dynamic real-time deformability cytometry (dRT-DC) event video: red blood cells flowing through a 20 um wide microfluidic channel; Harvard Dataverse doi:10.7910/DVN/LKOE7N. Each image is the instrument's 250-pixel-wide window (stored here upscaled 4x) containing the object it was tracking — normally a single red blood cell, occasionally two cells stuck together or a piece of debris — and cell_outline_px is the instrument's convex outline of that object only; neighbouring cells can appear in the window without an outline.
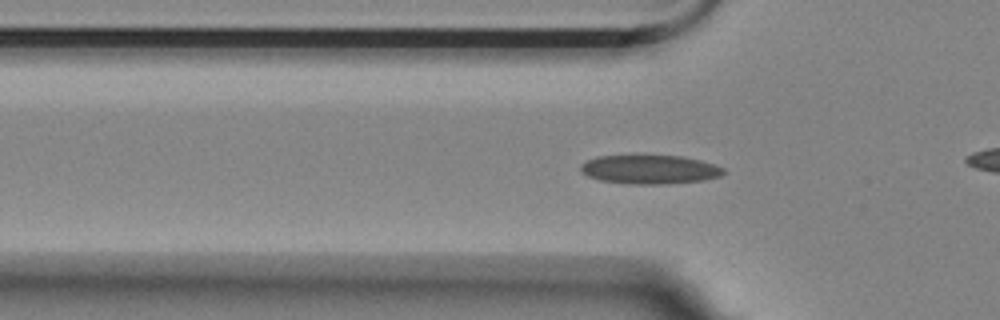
{"species": "Egyptian fruit bat (a non-hibernating species)", "species_latin": "Rousettus aegyptiacus", "temperature_condition": "room temperature", "stored_images_in_passage": 35, "camera_frame_rate_fps": 3000, "um_per_image_px": 0.085, "animal": {"sex": "female"}, "frame": {"image": 1, "passage_image": 7, "time_ms": 2.0, "image_size_px": [1000, 320], "cell_outline_px": [[724, 172], [720, 176], [704, 180], [668, 184], [628, 184], [600, 180], [588, 176], [580, 172], [580, 164], [596, 156], [680, 156], [700, 160], [716, 164], [724, 168]], "centroid_in_image_um": [55.22, 14.41], "position_along_channel_um": 70.6, "area_um2": 24.1}}
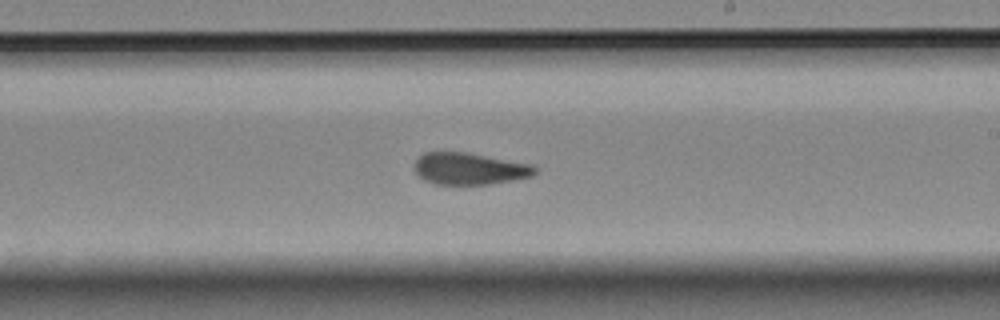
{"frame": {"image": 2, "passage_image": 22, "time_ms": 7.0, "image_size_px": [1000, 320], "cell_outline_px": [[536, 172], [532, 176], [512, 180], [488, 184], [436, 184], [424, 180], [412, 168], [412, 164], [424, 152], [468, 152], [532, 164], [536, 168]], "centroid_in_image_um": [39.88, 14.33], "position_along_channel_um": 249.1, "area_um2": 22.43}}
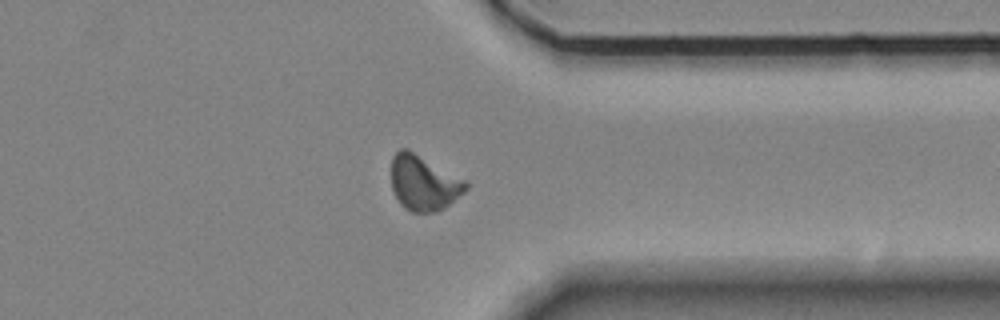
{"frame": {"image": 3, "passage_image": 33, "time_ms": 10.667, "image_size_px": [1000, 320], "cell_outline_px": [[468, 188], [464, 192], [444, 208], [436, 212], [412, 212], [404, 208], [400, 204], [392, 188], [392, 156], [400, 148], [408, 148], [464, 180], [468, 184]], "centroid_in_image_um": [35.99, 15.55], "position_along_channel_um": 375.4, "area_um2": 23.76}}